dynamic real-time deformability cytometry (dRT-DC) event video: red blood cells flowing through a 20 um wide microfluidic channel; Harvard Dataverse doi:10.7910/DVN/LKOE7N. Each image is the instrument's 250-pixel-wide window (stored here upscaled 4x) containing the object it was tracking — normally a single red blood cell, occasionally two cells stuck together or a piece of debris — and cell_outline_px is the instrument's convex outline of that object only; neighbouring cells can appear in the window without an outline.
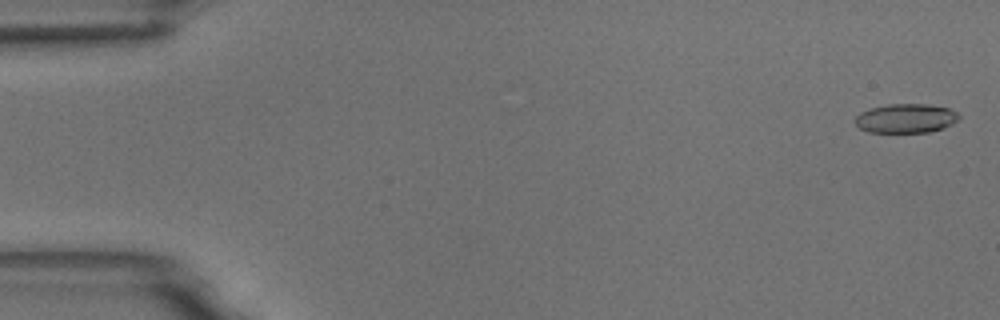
{"species": "common noctule bat (a hibernating species)", "species_latin": "Nyctalus noctula", "temperature_condition": "room temperature", "stored_images_in_passage": 55, "camera_frame_rate_fps": 3000, "um_per_image_px": 0.085, "animal": {"sex": "male", "body_mass_g": 18.8}, "frame": {"image": 1, "passage_image": 2, "time_ms": 0.333, "image_size_px": [1000, 320], "cell_outline_px": [[960, 116], [952, 124], [928, 132], [868, 132], [860, 128], [856, 124], [856, 116], [860, 112], [872, 108], [888, 104], [928, 104], [948, 108], [956, 112]], "centroid_in_image_um": [76.98, 10.05], "position_along_channel_um": 8.0, "area_um2": 17.4}}
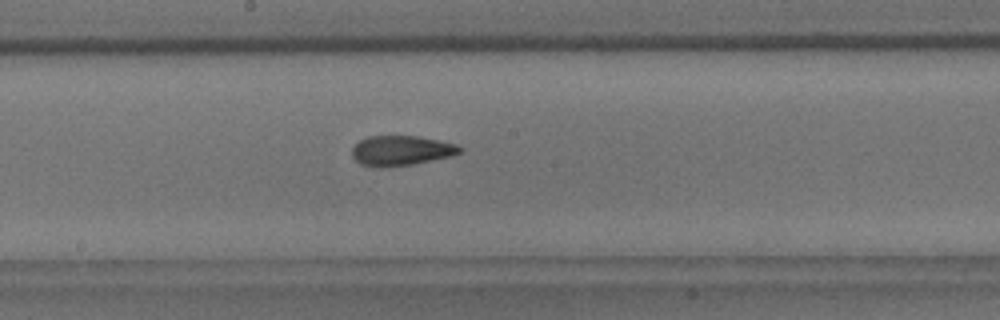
{"frame": {"image": 2, "passage_image": 30, "time_ms": 9.667, "image_size_px": [1000, 320], "cell_outline_px": [[464, 148], [460, 152], [452, 156], [412, 164], [360, 164], [352, 156], [352, 148], [360, 140], [368, 136], [416, 136], [440, 140], [456, 144]], "centroid_in_image_um": [34.16, 12.75], "position_along_channel_um": 214.0, "area_um2": 18.09}}
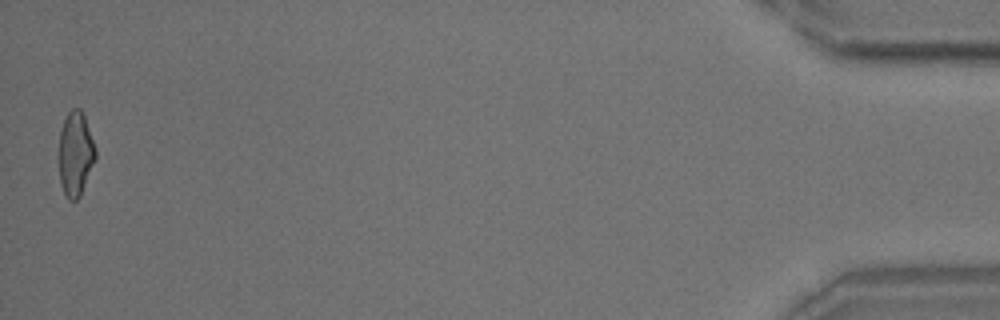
{"frame": {"image": 3, "passage_image": 55, "time_ms": 18.0, "image_size_px": [1000, 320], "cell_outline_px": [[96, 156], [80, 196], [76, 200], [68, 200], [60, 184], [56, 156], [60, 132], [64, 120], [68, 112], [72, 108], [80, 108], [84, 116], [96, 148]], "centroid_in_image_um": [6.36, 13.08], "position_along_channel_um": 428.8, "area_um2": 18.38}, "authors_computed_cell_mechanics": {"area_um2": 18.785, "velocity_mm_per_s": 3.6991, "shape_relaxation_time_tau1_ms": null, "shape_relaxation_time_tau2_ms": 2.4099, "deformation_change_tau1": null, "deformation_change_tau2": 0.1093}}